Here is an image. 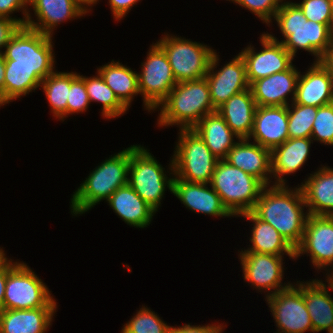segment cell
<instances>
[{"label": "cell", "mask_w": 333, "mask_h": 333, "mask_svg": "<svg viewBox=\"0 0 333 333\" xmlns=\"http://www.w3.org/2000/svg\"><path fill=\"white\" fill-rule=\"evenodd\" d=\"M265 186L252 212L269 223L295 249L303 238L308 212L300 186Z\"/></svg>", "instance_id": "obj_1"}, {"label": "cell", "mask_w": 333, "mask_h": 333, "mask_svg": "<svg viewBox=\"0 0 333 333\" xmlns=\"http://www.w3.org/2000/svg\"><path fill=\"white\" fill-rule=\"evenodd\" d=\"M285 1L273 19L284 36L280 42L293 57L301 49L314 55L313 62H319L333 41V24L307 20L295 2Z\"/></svg>", "instance_id": "obj_2"}, {"label": "cell", "mask_w": 333, "mask_h": 333, "mask_svg": "<svg viewBox=\"0 0 333 333\" xmlns=\"http://www.w3.org/2000/svg\"><path fill=\"white\" fill-rule=\"evenodd\" d=\"M157 108L159 127L177 125L179 129H192L207 114L216 111L205 77L177 83Z\"/></svg>", "instance_id": "obj_3"}, {"label": "cell", "mask_w": 333, "mask_h": 333, "mask_svg": "<svg viewBox=\"0 0 333 333\" xmlns=\"http://www.w3.org/2000/svg\"><path fill=\"white\" fill-rule=\"evenodd\" d=\"M130 147L106 158L94 168L70 199L73 216L84 214L109 197L120 187L128 185Z\"/></svg>", "instance_id": "obj_4"}, {"label": "cell", "mask_w": 333, "mask_h": 333, "mask_svg": "<svg viewBox=\"0 0 333 333\" xmlns=\"http://www.w3.org/2000/svg\"><path fill=\"white\" fill-rule=\"evenodd\" d=\"M169 165L170 177L147 148L137 144L130 146L128 184L155 212L161 206L166 188L172 193L175 177L173 159Z\"/></svg>", "instance_id": "obj_5"}, {"label": "cell", "mask_w": 333, "mask_h": 333, "mask_svg": "<svg viewBox=\"0 0 333 333\" xmlns=\"http://www.w3.org/2000/svg\"><path fill=\"white\" fill-rule=\"evenodd\" d=\"M53 44L52 36L20 27L3 49L5 67L30 68L43 80L56 70Z\"/></svg>", "instance_id": "obj_6"}, {"label": "cell", "mask_w": 333, "mask_h": 333, "mask_svg": "<svg viewBox=\"0 0 333 333\" xmlns=\"http://www.w3.org/2000/svg\"><path fill=\"white\" fill-rule=\"evenodd\" d=\"M210 185L219 194L223 205L235 217L252 211L265 187L259 179L232 166L224 159L218 160Z\"/></svg>", "instance_id": "obj_7"}, {"label": "cell", "mask_w": 333, "mask_h": 333, "mask_svg": "<svg viewBox=\"0 0 333 333\" xmlns=\"http://www.w3.org/2000/svg\"><path fill=\"white\" fill-rule=\"evenodd\" d=\"M173 159L174 176L189 183L210 184L218 158L193 129H179Z\"/></svg>", "instance_id": "obj_8"}, {"label": "cell", "mask_w": 333, "mask_h": 333, "mask_svg": "<svg viewBox=\"0 0 333 333\" xmlns=\"http://www.w3.org/2000/svg\"><path fill=\"white\" fill-rule=\"evenodd\" d=\"M8 260L3 309L57 307L47 285L24 262Z\"/></svg>", "instance_id": "obj_9"}, {"label": "cell", "mask_w": 333, "mask_h": 333, "mask_svg": "<svg viewBox=\"0 0 333 333\" xmlns=\"http://www.w3.org/2000/svg\"><path fill=\"white\" fill-rule=\"evenodd\" d=\"M156 43L167 55L177 83L204 78L216 51L203 43L171 34H164Z\"/></svg>", "instance_id": "obj_10"}, {"label": "cell", "mask_w": 333, "mask_h": 333, "mask_svg": "<svg viewBox=\"0 0 333 333\" xmlns=\"http://www.w3.org/2000/svg\"><path fill=\"white\" fill-rule=\"evenodd\" d=\"M141 66V72L137 73L140 95L143 97L145 110L154 112L177 81L167 55L157 43L150 46Z\"/></svg>", "instance_id": "obj_11"}, {"label": "cell", "mask_w": 333, "mask_h": 333, "mask_svg": "<svg viewBox=\"0 0 333 333\" xmlns=\"http://www.w3.org/2000/svg\"><path fill=\"white\" fill-rule=\"evenodd\" d=\"M276 323V333H314L301 290L294 284L265 298Z\"/></svg>", "instance_id": "obj_12"}, {"label": "cell", "mask_w": 333, "mask_h": 333, "mask_svg": "<svg viewBox=\"0 0 333 333\" xmlns=\"http://www.w3.org/2000/svg\"><path fill=\"white\" fill-rule=\"evenodd\" d=\"M304 254L320 272L327 268L333 271V216L308 215L303 238L295 248V260Z\"/></svg>", "instance_id": "obj_13"}, {"label": "cell", "mask_w": 333, "mask_h": 333, "mask_svg": "<svg viewBox=\"0 0 333 333\" xmlns=\"http://www.w3.org/2000/svg\"><path fill=\"white\" fill-rule=\"evenodd\" d=\"M277 39L274 34L264 32L260 37L263 47L261 51L255 52L254 46L248 45L239 52L246 64L249 84L272 74L286 71L293 65L294 57Z\"/></svg>", "instance_id": "obj_14"}, {"label": "cell", "mask_w": 333, "mask_h": 333, "mask_svg": "<svg viewBox=\"0 0 333 333\" xmlns=\"http://www.w3.org/2000/svg\"><path fill=\"white\" fill-rule=\"evenodd\" d=\"M244 280L260 292L265 298L289 287L292 283H282L284 276L283 257L265 253L243 252L238 250ZM267 290V291H266ZM273 290V291H272Z\"/></svg>", "instance_id": "obj_15"}, {"label": "cell", "mask_w": 333, "mask_h": 333, "mask_svg": "<svg viewBox=\"0 0 333 333\" xmlns=\"http://www.w3.org/2000/svg\"><path fill=\"white\" fill-rule=\"evenodd\" d=\"M218 63H220L219 55L214 52L209 70L205 76L212 105L215 109L224 104L231 96L241 93L250 87L247 79L246 64L240 53L222 68H219L220 70H215L219 66Z\"/></svg>", "instance_id": "obj_16"}, {"label": "cell", "mask_w": 333, "mask_h": 333, "mask_svg": "<svg viewBox=\"0 0 333 333\" xmlns=\"http://www.w3.org/2000/svg\"><path fill=\"white\" fill-rule=\"evenodd\" d=\"M29 6L33 9L36 22L28 10L25 26L52 37L54 29L62 22L90 13L80 0H29Z\"/></svg>", "instance_id": "obj_17"}, {"label": "cell", "mask_w": 333, "mask_h": 333, "mask_svg": "<svg viewBox=\"0 0 333 333\" xmlns=\"http://www.w3.org/2000/svg\"><path fill=\"white\" fill-rule=\"evenodd\" d=\"M299 75L300 71L292 65L286 71L253 81L249 88L256 105L288 106L289 101L293 102L295 99ZM289 95L292 96L291 100Z\"/></svg>", "instance_id": "obj_18"}, {"label": "cell", "mask_w": 333, "mask_h": 333, "mask_svg": "<svg viewBox=\"0 0 333 333\" xmlns=\"http://www.w3.org/2000/svg\"><path fill=\"white\" fill-rule=\"evenodd\" d=\"M269 150L288 138V106H257L249 140Z\"/></svg>", "instance_id": "obj_19"}, {"label": "cell", "mask_w": 333, "mask_h": 333, "mask_svg": "<svg viewBox=\"0 0 333 333\" xmlns=\"http://www.w3.org/2000/svg\"><path fill=\"white\" fill-rule=\"evenodd\" d=\"M209 186L205 183H189L174 177L172 194L187 209L195 213L215 217H234L223 205L219 194L210 184Z\"/></svg>", "instance_id": "obj_20"}, {"label": "cell", "mask_w": 333, "mask_h": 333, "mask_svg": "<svg viewBox=\"0 0 333 333\" xmlns=\"http://www.w3.org/2000/svg\"><path fill=\"white\" fill-rule=\"evenodd\" d=\"M224 160L256 177L265 186L272 185L271 150L256 142H250L248 138L238 139Z\"/></svg>", "instance_id": "obj_21"}, {"label": "cell", "mask_w": 333, "mask_h": 333, "mask_svg": "<svg viewBox=\"0 0 333 333\" xmlns=\"http://www.w3.org/2000/svg\"><path fill=\"white\" fill-rule=\"evenodd\" d=\"M294 102L315 107L333 102V78L320 62L300 72Z\"/></svg>", "instance_id": "obj_22"}, {"label": "cell", "mask_w": 333, "mask_h": 333, "mask_svg": "<svg viewBox=\"0 0 333 333\" xmlns=\"http://www.w3.org/2000/svg\"><path fill=\"white\" fill-rule=\"evenodd\" d=\"M311 138H288L282 145L271 150L273 185H286L285 175L300 170L309 158Z\"/></svg>", "instance_id": "obj_23"}, {"label": "cell", "mask_w": 333, "mask_h": 333, "mask_svg": "<svg viewBox=\"0 0 333 333\" xmlns=\"http://www.w3.org/2000/svg\"><path fill=\"white\" fill-rule=\"evenodd\" d=\"M321 279L311 281H297L296 286L304 296L305 305L310 315L314 333L333 327V297L330 295V288Z\"/></svg>", "instance_id": "obj_24"}, {"label": "cell", "mask_w": 333, "mask_h": 333, "mask_svg": "<svg viewBox=\"0 0 333 333\" xmlns=\"http://www.w3.org/2000/svg\"><path fill=\"white\" fill-rule=\"evenodd\" d=\"M299 186L309 215L333 216V168L321 166Z\"/></svg>", "instance_id": "obj_25"}, {"label": "cell", "mask_w": 333, "mask_h": 333, "mask_svg": "<svg viewBox=\"0 0 333 333\" xmlns=\"http://www.w3.org/2000/svg\"><path fill=\"white\" fill-rule=\"evenodd\" d=\"M56 310L57 307L3 309L0 312V333H46Z\"/></svg>", "instance_id": "obj_26"}, {"label": "cell", "mask_w": 333, "mask_h": 333, "mask_svg": "<svg viewBox=\"0 0 333 333\" xmlns=\"http://www.w3.org/2000/svg\"><path fill=\"white\" fill-rule=\"evenodd\" d=\"M107 203L119 218L135 228L148 227L156 213L129 184L118 188Z\"/></svg>", "instance_id": "obj_27"}, {"label": "cell", "mask_w": 333, "mask_h": 333, "mask_svg": "<svg viewBox=\"0 0 333 333\" xmlns=\"http://www.w3.org/2000/svg\"><path fill=\"white\" fill-rule=\"evenodd\" d=\"M256 102L253 98L251 89L231 96L216 111L223 117L230 129L241 138H249L251 135Z\"/></svg>", "instance_id": "obj_28"}, {"label": "cell", "mask_w": 333, "mask_h": 333, "mask_svg": "<svg viewBox=\"0 0 333 333\" xmlns=\"http://www.w3.org/2000/svg\"><path fill=\"white\" fill-rule=\"evenodd\" d=\"M253 224L251 237L252 246L243 252L265 253L275 256L287 255L295 260V249L269 223L259 219L252 211L240 214Z\"/></svg>", "instance_id": "obj_29"}, {"label": "cell", "mask_w": 333, "mask_h": 333, "mask_svg": "<svg viewBox=\"0 0 333 333\" xmlns=\"http://www.w3.org/2000/svg\"><path fill=\"white\" fill-rule=\"evenodd\" d=\"M192 129L219 160L227 157L228 151L236 143L235 140L239 139L217 111L207 114Z\"/></svg>", "instance_id": "obj_30"}, {"label": "cell", "mask_w": 333, "mask_h": 333, "mask_svg": "<svg viewBox=\"0 0 333 333\" xmlns=\"http://www.w3.org/2000/svg\"><path fill=\"white\" fill-rule=\"evenodd\" d=\"M104 82L116 94L118 99L129 109L135 96L140 94L138 76L127 65L112 59L111 62L97 68Z\"/></svg>", "instance_id": "obj_31"}, {"label": "cell", "mask_w": 333, "mask_h": 333, "mask_svg": "<svg viewBox=\"0 0 333 333\" xmlns=\"http://www.w3.org/2000/svg\"><path fill=\"white\" fill-rule=\"evenodd\" d=\"M96 76H79L84 80L87 94L91 102L102 103L101 116L106 119H115L126 113L128 108L118 99L113 90L107 86L101 75L96 72Z\"/></svg>", "instance_id": "obj_32"}, {"label": "cell", "mask_w": 333, "mask_h": 333, "mask_svg": "<svg viewBox=\"0 0 333 333\" xmlns=\"http://www.w3.org/2000/svg\"><path fill=\"white\" fill-rule=\"evenodd\" d=\"M71 85V72L54 71L42 80V87L49 102L51 113L57 119L64 121L67 117V99Z\"/></svg>", "instance_id": "obj_33"}, {"label": "cell", "mask_w": 333, "mask_h": 333, "mask_svg": "<svg viewBox=\"0 0 333 333\" xmlns=\"http://www.w3.org/2000/svg\"><path fill=\"white\" fill-rule=\"evenodd\" d=\"M42 80L30 68L5 67L4 103L26 96L40 87Z\"/></svg>", "instance_id": "obj_34"}, {"label": "cell", "mask_w": 333, "mask_h": 333, "mask_svg": "<svg viewBox=\"0 0 333 333\" xmlns=\"http://www.w3.org/2000/svg\"><path fill=\"white\" fill-rule=\"evenodd\" d=\"M318 107L296 104L288 105L289 138H311L314 119Z\"/></svg>", "instance_id": "obj_35"}, {"label": "cell", "mask_w": 333, "mask_h": 333, "mask_svg": "<svg viewBox=\"0 0 333 333\" xmlns=\"http://www.w3.org/2000/svg\"><path fill=\"white\" fill-rule=\"evenodd\" d=\"M170 328L154 311L142 305L130 321L123 325L121 333H169Z\"/></svg>", "instance_id": "obj_36"}, {"label": "cell", "mask_w": 333, "mask_h": 333, "mask_svg": "<svg viewBox=\"0 0 333 333\" xmlns=\"http://www.w3.org/2000/svg\"><path fill=\"white\" fill-rule=\"evenodd\" d=\"M311 139L323 145L333 146V102L318 107Z\"/></svg>", "instance_id": "obj_37"}, {"label": "cell", "mask_w": 333, "mask_h": 333, "mask_svg": "<svg viewBox=\"0 0 333 333\" xmlns=\"http://www.w3.org/2000/svg\"><path fill=\"white\" fill-rule=\"evenodd\" d=\"M90 100L86 91L85 82L77 72H71V85L67 99V117L69 115L86 112Z\"/></svg>", "instance_id": "obj_38"}, {"label": "cell", "mask_w": 333, "mask_h": 333, "mask_svg": "<svg viewBox=\"0 0 333 333\" xmlns=\"http://www.w3.org/2000/svg\"><path fill=\"white\" fill-rule=\"evenodd\" d=\"M307 20L320 24H333V5L331 0H303L296 3Z\"/></svg>", "instance_id": "obj_39"}, {"label": "cell", "mask_w": 333, "mask_h": 333, "mask_svg": "<svg viewBox=\"0 0 333 333\" xmlns=\"http://www.w3.org/2000/svg\"><path fill=\"white\" fill-rule=\"evenodd\" d=\"M231 1L242 8L254 13L263 23L270 27L272 18L274 19L276 12L281 8L284 0H226Z\"/></svg>", "instance_id": "obj_40"}, {"label": "cell", "mask_w": 333, "mask_h": 333, "mask_svg": "<svg viewBox=\"0 0 333 333\" xmlns=\"http://www.w3.org/2000/svg\"><path fill=\"white\" fill-rule=\"evenodd\" d=\"M29 0H0V17H6L16 21L21 27L26 25V18L28 15ZM22 11L23 18H15L12 15L16 12Z\"/></svg>", "instance_id": "obj_41"}, {"label": "cell", "mask_w": 333, "mask_h": 333, "mask_svg": "<svg viewBox=\"0 0 333 333\" xmlns=\"http://www.w3.org/2000/svg\"><path fill=\"white\" fill-rule=\"evenodd\" d=\"M226 325L219 324H205V325H190L184 324L183 326H171L169 333H223Z\"/></svg>", "instance_id": "obj_42"}, {"label": "cell", "mask_w": 333, "mask_h": 333, "mask_svg": "<svg viewBox=\"0 0 333 333\" xmlns=\"http://www.w3.org/2000/svg\"><path fill=\"white\" fill-rule=\"evenodd\" d=\"M20 27L13 19L0 17V53Z\"/></svg>", "instance_id": "obj_43"}, {"label": "cell", "mask_w": 333, "mask_h": 333, "mask_svg": "<svg viewBox=\"0 0 333 333\" xmlns=\"http://www.w3.org/2000/svg\"><path fill=\"white\" fill-rule=\"evenodd\" d=\"M138 1L140 0H109L108 2L113 18L116 19V21L123 19Z\"/></svg>", "instance_id": "obj_44"}, {"label": "cell", "mask_w": 333, "mask_h": 333, "mask_svg": "<svg viewBox=\"0 0 333 333\" xmlns=\"http://www.w3.org/2000/svg\"><path fill=\"white\" fill-rule=\"evenodd\" d=\"M8 275V259L0 266V312L3 310L4 292Z\"/></svg>", "instance_id": "obj_45"}, {"label": "cell", "mask_w": 333, "mask_h": 333, "mask_svg": "<svg viewBox=\"0 0 333 333\" xmlns=\"http://www.w3.org/2000/svg\"><path fill=\"white\" fill-rule=\"evenodd\" d=\"M319 62L333 78V41L327 50L322 54Z\"/></svg>", "instance_id": "obj_46"}, {"label": "cell", "mask_w": 333, "mask_h": 333, "mask_svg": "<svg viewBox=\"0 0 333 333\" xmlns=\"http://www.w3.org/2000/svg\"><path fill=\"white\" fill-rule=\"evenodd\" d=\"M5 58L0 53V98L4 102Z\"/></svg>", "instance_id": "obj_47"}, {"label": "cell", "mask_w": 333, "mask_h": 333, "mask_svg": "<svg viewBox=\"0 0 333 333\" xmlns=\"http://www.w3.org/2000/svg\"><path fill=\"white\" fill-rule=\"evenodd\" d=\"M325 276H326V278H327V279L325 280V282L328 283L327 286H329L330 290L333 291V271H331V272H327V273L325 274Z\"/></svg>", "instance_id": "obj_48"}, {"label": "cell", "mask_w": 333, "mask_h": 333, "mask_svg": "<svg viewBox=\"0 0 333 333\" xmlns=\"http://www.w3.org/2000/svg\"><path fill=\"white\" fill-rule=\"evenodd\" d=\"M80 1L91 11V7L97 4V2L99 3L100 0H80Z\"/></svg>", "instance_id": "obj_49"}, {"label": "cell", "mask_w": 333, "mask_h": 333, "mask_svg": "<svg viewBox=\"0 0 333 333\" xmlns=\"http://www.w3.org/2000/svg\"><path fill=\"white\" fill-rule=\"evenodd\" d=\"M6 254L3 250V247H0V266L7 260Z\"/></svg>", "instance_id": "obj_50"}, {"label": "cell", "mask_w": 333, "mask_h": 333, "mask_svg": "<svg viewBox=\"0 0 333 333\" xmlns=\"http://www.w3.org/2000/svg\"><path fill=\"white\" fill-rule=\"evenodd\" d=\"M6 105L0 98V107Z\"/></svg>", "instance_id": "obj_51"}, {"label": "cell", "mask_w": 333, "mask_h": 333, "mask_svg": "<svg viewBox=\"0 0 333 333\" xmlns=\"http://www.w3.org/2000/svg\"><path fill=\"white\" fill-rule=\"evenodd\" d=\"M327 333H333V327Z\"/></svg>", "instance_id": "obj_52"}]
</instances>
